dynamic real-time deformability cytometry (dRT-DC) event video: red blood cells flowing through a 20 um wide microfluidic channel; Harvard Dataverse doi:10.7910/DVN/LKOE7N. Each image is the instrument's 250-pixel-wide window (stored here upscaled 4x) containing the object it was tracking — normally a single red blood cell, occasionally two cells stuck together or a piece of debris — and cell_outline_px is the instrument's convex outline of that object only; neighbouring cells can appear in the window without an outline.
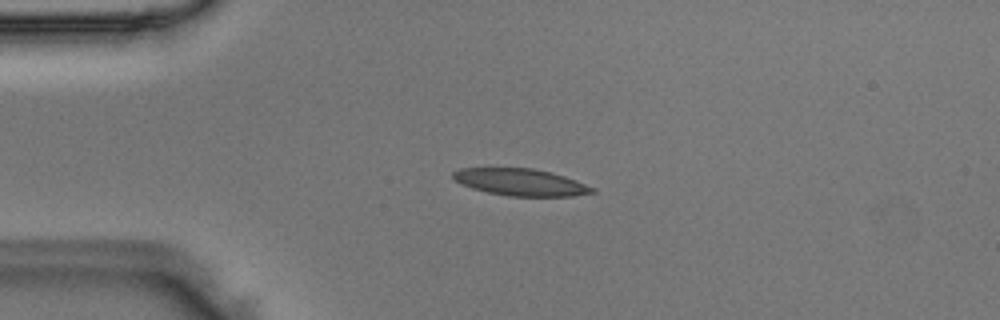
{"species": "Egyptian fruit bat (a non-hibernating species)", "species_latin": "Rousettus aegyptiacus", "temperature_condition": "room temperature", "stored_images_in_passage": 39, "camera_frame_rate_fps": 3000, "um_per_image_px": 0.085, "animal": {"sex": "male"}, "frame": {"image": 1, "passage_image": 1, "time_ms": 0.0, "image_size_px": [1000, 320], "cell_outline_px": [[596, 192], [572, 196], [508, 196], [488, 192], [472, 188], [460, 184], [452, 176], [452, 172], [460, 168], [532, 168], [552, 172], [576, 180], [596, 188]], "centroid_in_image_um": [44.27, 15.48], "position_along_channel_um": 40.7, "area_um2": 21.91}}
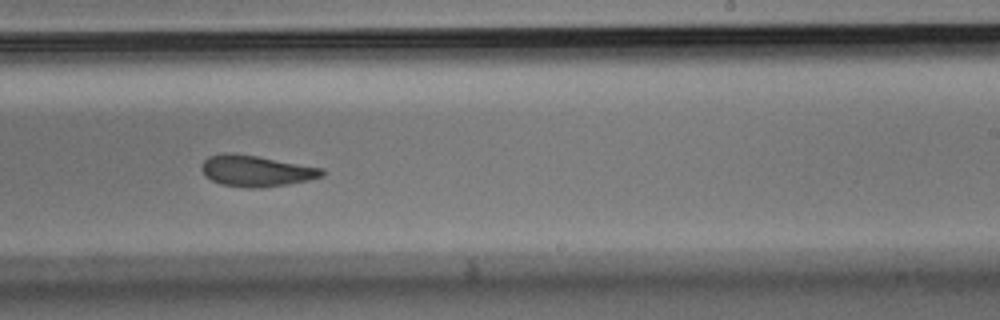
{"frame": {"image": 2, "passage_image": 20, "time_ms": 6.333, "image_size_px": [1000, 320], "cell_outline_px": [[324, 176], [308, 180], [288, 184], [260, 188], [248, 188], [220, 184], [204, 176], [200, 168], [200, 164], [208, 156], [224, 152], [232, 152], [256, 156], [324, 168]], "centroid_in_image_um": [21.73, 14.52], "position_along_channel_um": 267.3, "area_um2": 22.08}}
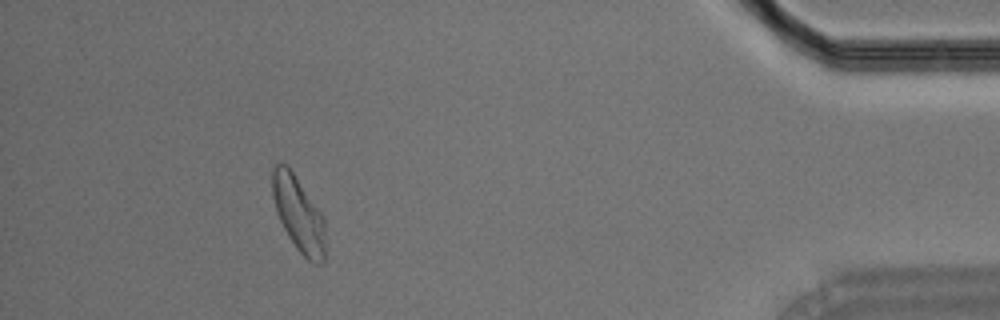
{"frame": {"image": 3, "passage_image": 35, "time_ms": 11.333, "image_size_px": [1000, 320], "cell_outline_px": [[324, 260], [320, 264], [312, 264], [296, 248], [288, 236], [276, 212], [272, 196], [272, 168], [280, 160], [288, 164], [324, 216]], "centroid_in_image_um": [25.35, 18.14], "position_along_channel_um": 409.8, "area_um2": 23.47}}